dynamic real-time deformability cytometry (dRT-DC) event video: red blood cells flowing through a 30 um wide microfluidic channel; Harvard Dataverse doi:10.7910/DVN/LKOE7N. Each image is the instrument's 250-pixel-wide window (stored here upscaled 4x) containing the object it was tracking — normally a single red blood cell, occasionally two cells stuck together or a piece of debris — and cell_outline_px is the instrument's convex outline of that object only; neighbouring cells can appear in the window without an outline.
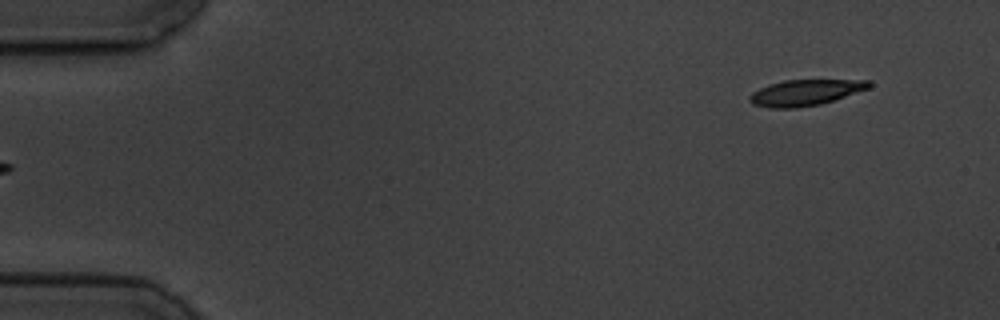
{"species": "common noctule bat (a hibernating species)", "species_latin": "Nyctalus noctula", "temperature_condition": "cold", "stored_images_in_passage": 5, "segment_of_instrument_passage": [2, 2], "camera_frame_rate_fps": 3000, "um_per_image_px": 0.085, "animal": {"sex": "male", "body_mass_g": 19.5, "forearm_length_mm": 54.6}, "frame": {"image": 1, "passage_image": 5, "time_ms": 4.667, "image_size_px": [1000, 320], "cell_outline_px": [[872, 84], [868, 88], [820, 104], [796, 108], [768, 108], [752, 104], [748, 100], [748, 96], [752, 92], [768, 84], [784, 80], [868, 80]], "centroid_in_image_um": [68.36, 7.87], "position_along_channel_um": 16.6, "area_um2": 17.92}}